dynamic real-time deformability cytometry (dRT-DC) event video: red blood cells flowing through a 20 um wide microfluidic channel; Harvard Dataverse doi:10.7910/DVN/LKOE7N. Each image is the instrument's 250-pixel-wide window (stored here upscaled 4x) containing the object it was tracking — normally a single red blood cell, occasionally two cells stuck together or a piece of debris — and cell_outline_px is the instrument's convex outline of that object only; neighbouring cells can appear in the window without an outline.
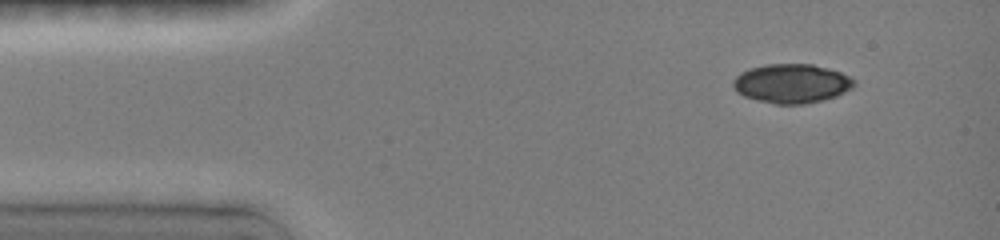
{"species": "common noctule bat (a hibernating species)", "species_latin": "Nyctalus noctula", "temperature_condition": "room temperature", "stored_images_in_passage": 3, "camera_frame_rate_fps": 3000, "um_per_image_px": 0.085, "animal": {"sex": "female", "body_mass_g": 19.0, "forearm_length_mm": 51.5}, "frame": {"image": 1, "passage_image": 3, "time_ms": 2.0, "image_size_px": [1000, 240], "cell_outline_px": [[856, 84], [852, 88], [836, 96], [824, 100], [804, 104], [776, 104], [756, 100], [744, 96], [736, 92], [732, 84], [732, 80], [740, 72], [748, 68], [768, 64], [812, 64], [828, 68], [840, 72], [856, 80]], "centroid_in_image_um": [67.27, 7.1], "position_along_channel_um": 17.7, "area_um2": 27.8}}